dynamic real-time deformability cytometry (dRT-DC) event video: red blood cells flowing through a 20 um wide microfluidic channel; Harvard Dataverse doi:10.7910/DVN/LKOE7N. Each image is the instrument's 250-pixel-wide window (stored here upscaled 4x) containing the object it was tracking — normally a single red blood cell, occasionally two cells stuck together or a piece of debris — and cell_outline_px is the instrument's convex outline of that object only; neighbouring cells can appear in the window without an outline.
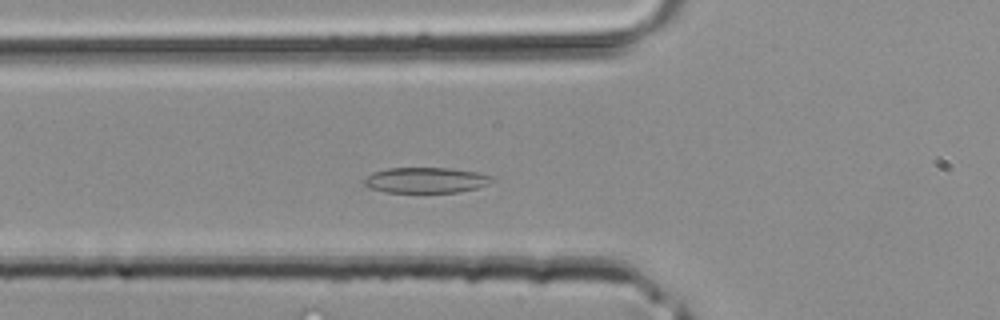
{"species": "common noctule bat (a hibernating species)", "species_latin": "Nyctalus noctula", "temperature_condition": "room temperature", "stored_images_in_passage": 39, "camera_frame_rate_fps": 3000, "um_per_image_px": 0.085, "animal": {"sex": "male", "body_mass_g": 20.4}, "frame": {"image": 1, "passage_image": 12, "time_ms": 3.667, "image_size_px": [1000, 320], "cell_outline_px": [[496, 180], [488, 184], [476, 188], [456, 192], [384, 192], [368, 188], [364, 184], [364, 180], [372, 172], [388, 168], [448, 168], [476, 172], [492, 176]], "centroid_in_image_um": [36.19, 15.31], "position_along_channel_um": 89.6, "area_um2": 19.02}}
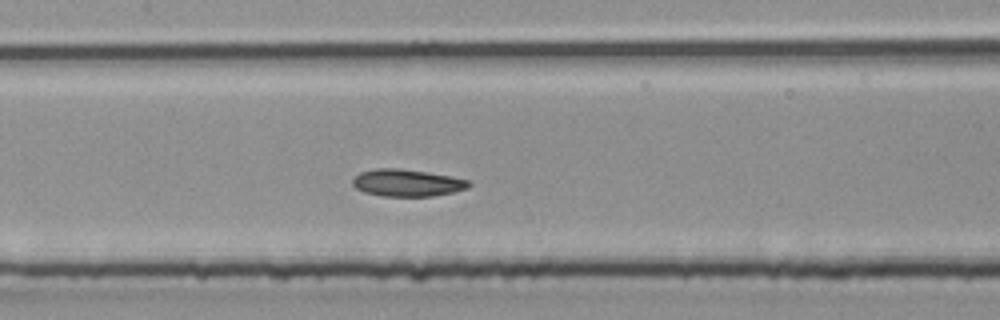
{"frame": {"image": 2, "passage_image": 17, "time_ms": 5.333, "image_size_px": [1000, 320], "cell_outline_px": [[472, 184], [468, 188], [452, 192], [432, 196], [380, 196], [364, 192], [356, 188], [352, 184], [352, 180], [360, 172], [376, 168], [400, 168], [428, 172], [468, 180]], "centroid_in_image_um": [34.58, 15.54], "position_along_channel_um": 172.8, "area_um2": 18.32}}
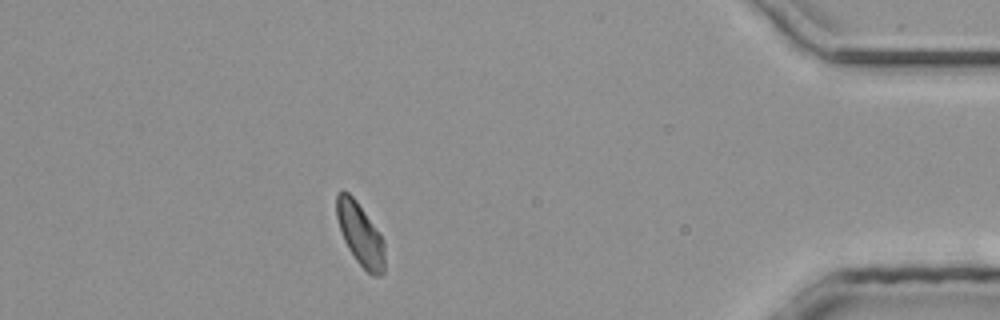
{"frame": {"image": 3, "passage_image": 34, "time_ms": 11.0, "image_size_px": [1000, 320], "cell_outline_px": [[384, 272], [380, 276], [372, 276], [356, 260], [348, 248], [344, 240], [336, 216], [336, 192], [340, 188], [344, 188], [356, 200], [380, 232], [384, 240]], "centroid_in_image_um": [30.61, 19.86], "position_along_channel_um": 404.6, "area_um2": 17.74}}